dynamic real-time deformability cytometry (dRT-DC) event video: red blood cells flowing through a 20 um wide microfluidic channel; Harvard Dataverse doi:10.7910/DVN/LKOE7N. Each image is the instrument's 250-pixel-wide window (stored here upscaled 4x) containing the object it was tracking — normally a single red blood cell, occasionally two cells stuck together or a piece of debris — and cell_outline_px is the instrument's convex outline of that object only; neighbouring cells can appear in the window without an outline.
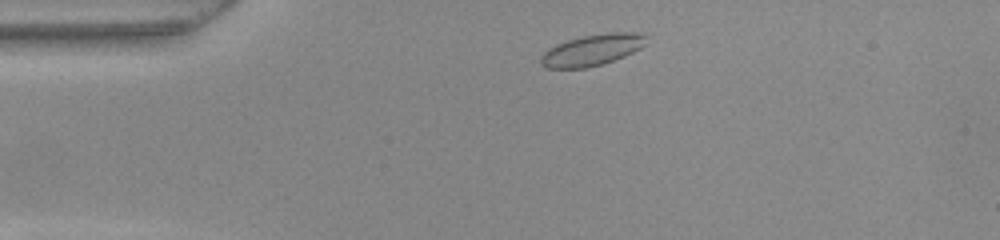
{"species": "common noctule bat (a hibernating species)", "species_latin": "Nyctalus noctula", "temperature_condition": "warm", "stored_images_in_passage": 44, "camera_frame_rate_fps": 3000, "um_per_image_px": 0.085, "animal": {"sex": "female", "body_mass_g": 22.0, "forearm_length_mm": 56.7}, "frame": {"image": 1, "passage_image": 3, "time_ms": 0.667, "image_size_px": [1000, 240], "cell_outline_px": [[648, 44], [624, 56], [600, 64], [584, 68], [548, 68], [540, 64], [540, 56], [548, 48], [556, 44], [580, 36], [608, 32], [644, 32]], "centroid_in_image_um": [50.34, 4.22], "position_along_channel_um": 34.7, "area_um2": 19.31}}
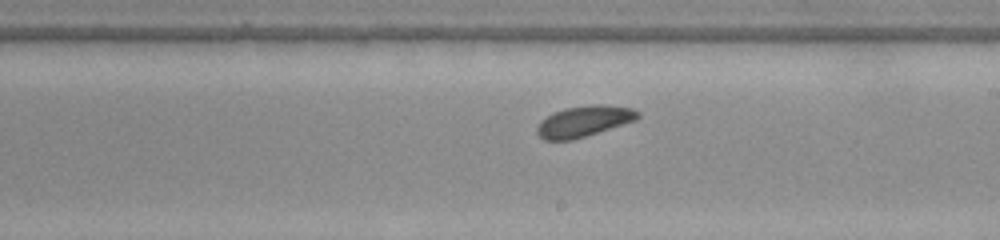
{"frame": {"image": 2, "passage_image": 22, "time_ms": 7.0, "image_size_px": [1000, 240], "cell_outline_px": [[640, 116], [636, 120], [572, 140], [544, 140], [536, 132], [536, 128], [540, 120], [552, 112], [564, 108], [592, 104], [600, 104], [632, 108], [640, 112]], "centroid_in_image_um": [49.6, 10.29], "position_along_channel_um": 239.4, "area_um2": 18.21}}
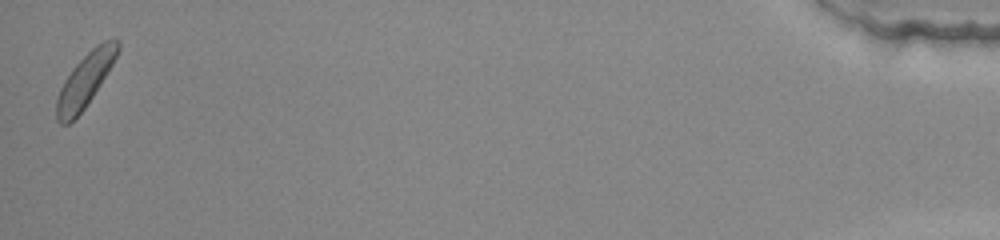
{"frame": {"image": 3, "passage_image": 44, "time_ms": 14.333, "image_size_px": [1000, 240], "cell_outline_px": [[120, 48], [112, 64], [100, 84], [84, 108], [68, 124], [60, 124], [56, 120], [56, 100], [60, 88], [64, 80], [72, 68], [96, 44], [112, 36], [116, 36], [120, 40]], "centroid_in_image_um": [7.25, 6.76], "position_along_channel_um": 428.0, "area_um2": 18.96}, "authors_computed_cell_mechanics": {"area_um2": 18.3804, "velocity_mm_per_s": 3.8698, "shape_relaxation_time_tau1_ms": 7.665, "shape_relaxation_time_tau2_ms": null, "deformation_change_tau1": 0.1672, "deformation_change_tau2": null}}